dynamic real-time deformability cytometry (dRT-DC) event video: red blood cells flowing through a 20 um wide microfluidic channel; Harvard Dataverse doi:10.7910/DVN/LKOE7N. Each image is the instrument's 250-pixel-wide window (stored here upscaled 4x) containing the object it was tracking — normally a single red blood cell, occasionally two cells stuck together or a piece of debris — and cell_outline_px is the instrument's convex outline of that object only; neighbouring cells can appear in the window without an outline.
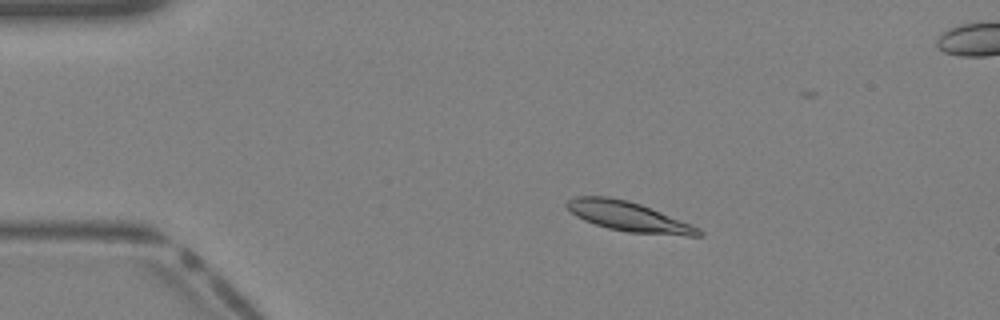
{"species": "Egyptian fruit bat (a non-hibernating species)", "species_latin": "Rousettus aegyptiacus", "temperature_condition": "warm", "stored_images_in_passage": 41, "segment_of_instrument_passage": [1, 2], "camera_frame_rate_fps": 3000, "um_per_image_px": 0.085, "animal": {"sex": "female"}, "frame": {"image": 1, "passage_image": 8, "time_ms": 2.333, "image_size_px": [1000, 320], "cell_outline_px": [[704, 236], [684, 236], [628, 232], [608, 228], [584, 220], [576, 216], [564, 204], [568, 200], [576, 196], [608, 196], [628, 200], [640, 204], [692, 224], [700, 228], [704, 232]], "centroid_in_image_um": [53.47, 18.41], "position_along_channel_um": 31.5, "area_um2": 22.83}}
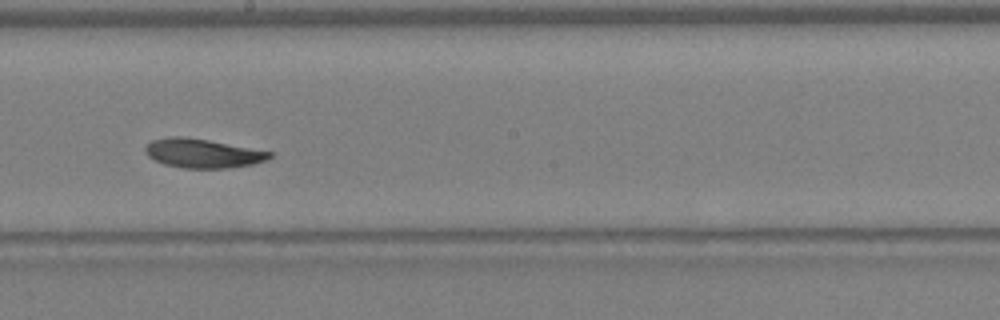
{"frame": {"image": 2, "passage_image": 23, "time_ms": 7.333, "image_size_px": [1000, 320], "cell_outline_px": [[276, 152], [268, 160], [252, 164], [228, 168], [184, 168], [164, 164], [148, 156], [144, 152], [144, 148], [152, 140], [172, 136], [184, 136], [208, 140]], "centroid_in_image_um": [17.27, 13.03], "position_along_channel_um": 230.9, "area_um2": 21.15}}
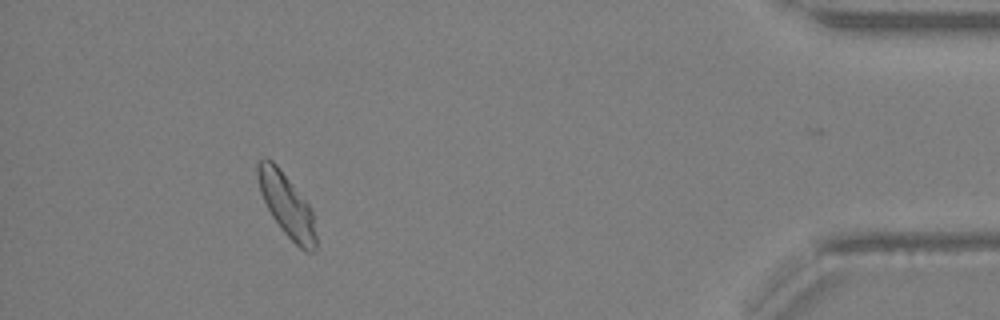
{"frame": {"image": 3, "passage_image": 37, "time_ms": 12.0, "image_size_px": [1000, 320], "cell_outline_px": [[316, 248], [312, 252], [304, 252], [280, 228], [272, 216], [260, 192], [256, 176], [256, 164], [264, 156], [272, 160], [276, 164], [308, 204], [312, 212], [316, 236]], "centroid_in_image_um": [24.34, 17.42], "position_along_channel_um": 410.9, "area_um2": 21.15}}